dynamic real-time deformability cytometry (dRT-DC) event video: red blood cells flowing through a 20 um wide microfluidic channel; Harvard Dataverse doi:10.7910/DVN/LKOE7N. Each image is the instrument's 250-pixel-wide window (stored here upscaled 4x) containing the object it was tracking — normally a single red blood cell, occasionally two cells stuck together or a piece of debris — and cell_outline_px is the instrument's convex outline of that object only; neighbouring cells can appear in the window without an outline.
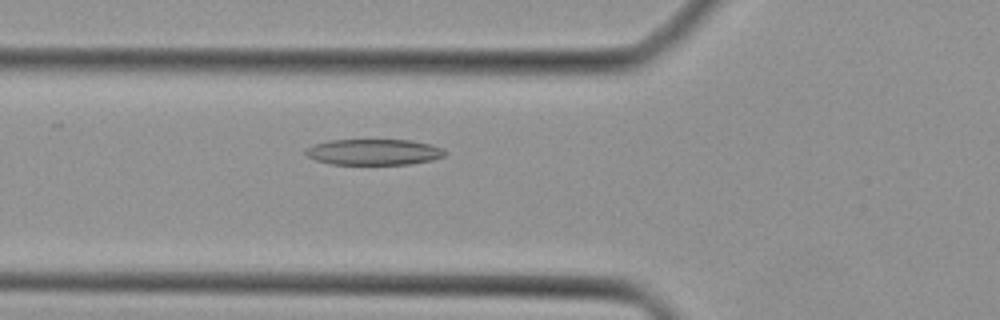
{"species": "Egyptian fruit bat (a non-hibernating species)", "species_latin": "Rousettus aegyptiacus", "temperature_condition": "cold", "stored_images_in_passage": 40, "camera_frame_rate_fps": 3000, "um_per_image_px": 0.085, "animal": {"sex": "female"}, "frame": {"image": 1, "passage_image": 12, "time_ms": 3.667, "image_size_px": [1000, 320], "cell_outline_px": [[448, 152], [444, 156], [432, 160], [408, 164], [332, 164], [316, 160], [308, 156], [304, 152], [304, 148], [312, 144], [328, 140], [412, 140], [432, 144], [444, 148]], "centroid_in_image_um": [31.78, 12.91], "position_along_channel_um": 94.0, "area_um2": 21.27}}
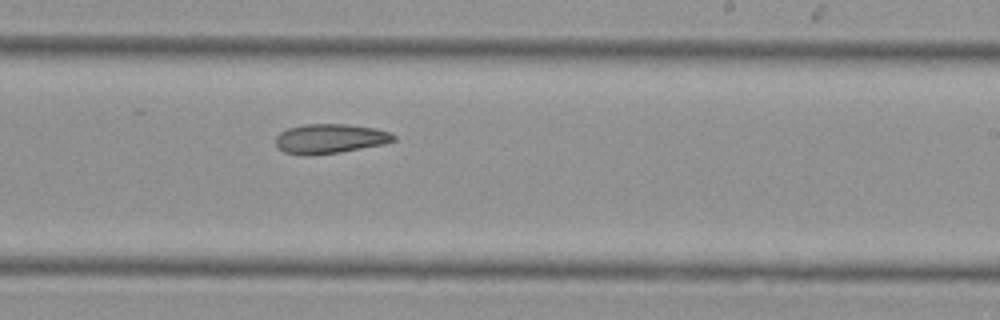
{"frame": {"image": 2, "passage_image": 23, "time_ms": 7.333, "image_size_px": [1000, 320], "cell_outline_px": [[396, 140], [384, 144], [340, 152], [308, 156], [284, 152], [276, 144], [276, 136], [280, 132], [288, 128], [304, 124], [348, 124], [376, 128], [388, 132], [396, 136]], "centroid_in_image_um": [28.05, 11.78], "position_along_channel_um": 260.9, "area_um2": 20.35}}
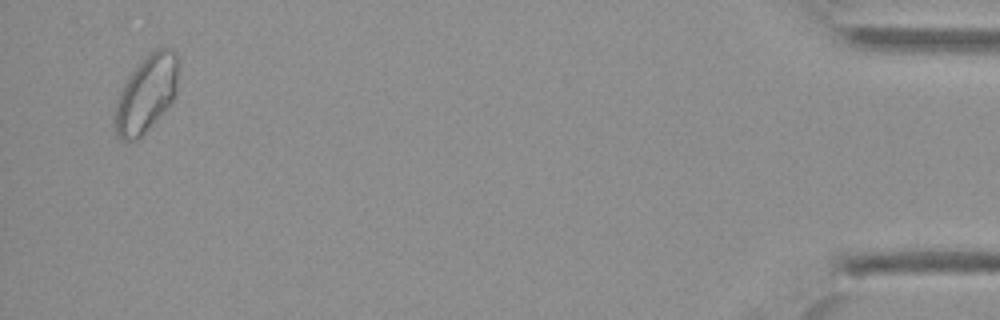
{"frame": {"image": 3, "passage_image": 39, "time_ms": 12.667, "image_size_px": [1000, 320], "cell_outline_px": [[180, 64], [176, 96], [148, 128], [136, 140], [120, 140], [112, 124], [112, 116], [116, 100], [128, 76], [144, 56], [156, 48], [168, 48], [176, 52], [180, 60]], "centroid_in_image_um": [12.43, 7.93], "position_along_channel_um": 422.8, "area_um2": 28.84}}